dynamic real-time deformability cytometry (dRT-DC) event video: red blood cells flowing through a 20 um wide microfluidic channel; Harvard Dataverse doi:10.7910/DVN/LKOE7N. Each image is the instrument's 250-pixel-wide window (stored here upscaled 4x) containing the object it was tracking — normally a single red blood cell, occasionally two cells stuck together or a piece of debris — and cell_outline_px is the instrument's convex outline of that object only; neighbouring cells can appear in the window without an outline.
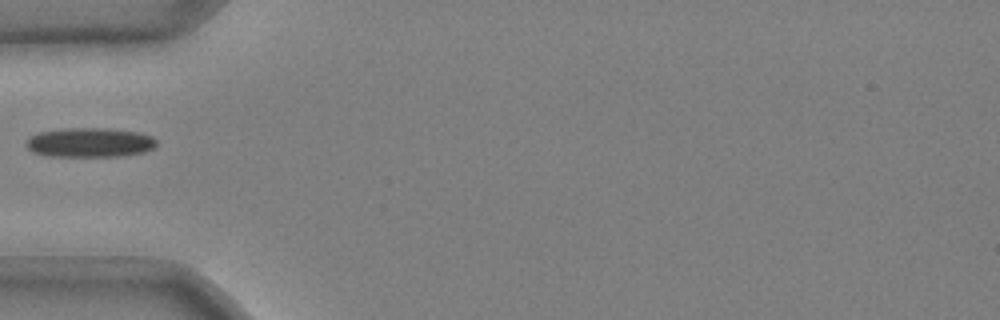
{"species": "common noctule bat (a hibernating species)", "species_latin": "Nyctalus noctula", "temperature_condition": "cold", "stored_images_in_passage": 22, "camera_frame_rate_fps": 3000, "um_per_image_px": 0.085, "animal": {"sex": "male", "body_mass_g": 20.4}, "frame": {"image": 1, "passage_image": 1, "time_ms": 0.0, "image_size_px": [1000, 320], "cell_outline_px": [[156, 144], [152, 148], [144, 152], [120, 156], [48, 156], [32, 152], [24, 144], [32, 136], [40, 132], [64, 128], [108, 128], [136, 132], [152, 136], [156, 140]], "centroid_in_image_um": [7.62, 12.11], "position_along_channel_um": 77.4, "area_um2": 22.25}}
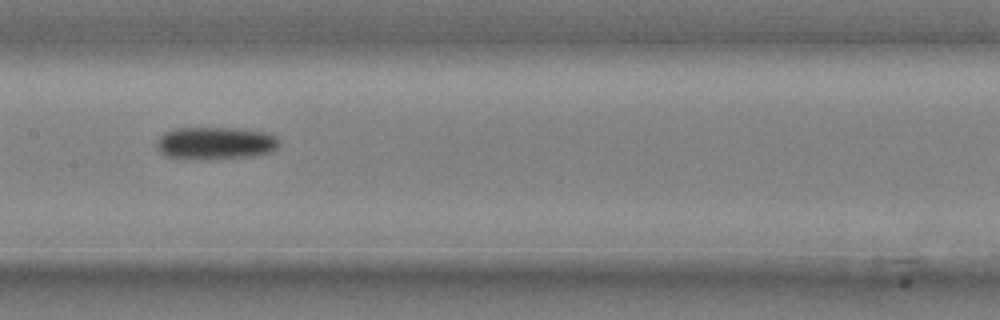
{"frame": {"image": 2, "passage_image": 10, "time_ms": 3.0, "image_size_px": [1000, 320], "cell_outline_px": [[280, 144], [276, 148], [268, 152], [256, 156], [200, 160], [188, 160], [168, 156], [160, 152], [156, 148], [156, 144], [160, 136], [164, 132], [172, 128], [244, 128], [264, 132], [276, 136]], "centroid_in_image_um": [18.28, 12.17], "position_along_channel_um": 189.1, "area_um2": 23.64}}
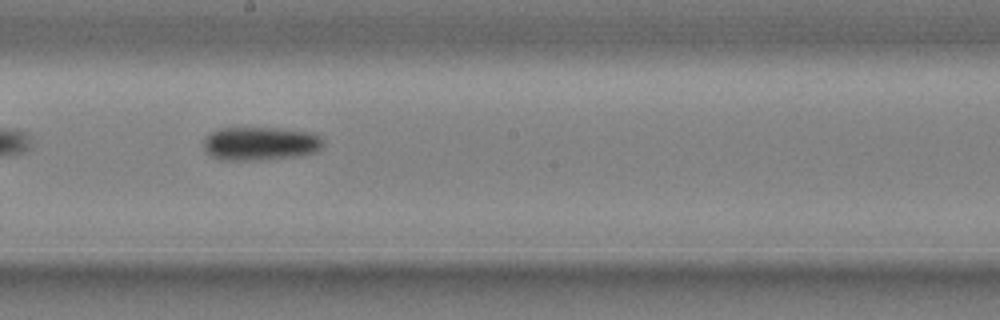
{"frame": {"image": 3, "passage_image": 13, "time_ms": 4.0, "image_size_px": [1000, 320], "cell_outline_px": [[324, 144], [316, 152], [304, 156], [256, 160], [220, 160], [212, 156], [204, 148], [204, 140], [212, 132], [220, 128], [276, 128], [312, 132], [320, 136], [324, 140]], "centroid_in_image_um": [22.19, 12.21], "position_along_channel_um": 226.0, "area_um2": 23.52}}